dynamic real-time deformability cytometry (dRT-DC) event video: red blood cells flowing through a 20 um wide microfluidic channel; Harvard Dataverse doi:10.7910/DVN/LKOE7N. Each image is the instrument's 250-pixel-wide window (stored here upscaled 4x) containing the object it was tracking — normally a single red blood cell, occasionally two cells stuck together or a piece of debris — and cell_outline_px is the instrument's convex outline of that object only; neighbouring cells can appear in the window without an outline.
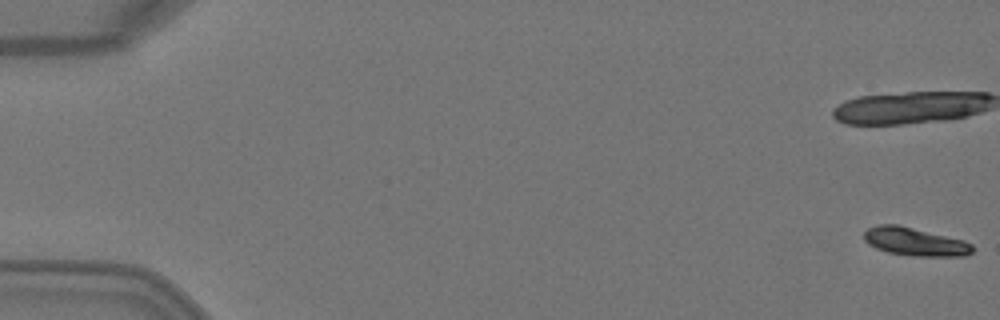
{"species": "Egyptian fruit bat (a non-hibernating species)", "species_latin": "Rousettus aegyptiacus", "temperature_condition": "warm", "stored_images_in_passage": 6, "camera_frame_rate_fps": 3000, "um_per_image_px": 0.085, "animal": {"sex": "female"}, "frame": {"image": 1, "passage_image": 1, "time_ms": 0.0, "image_size_px": [1000, 320], "cell_outline_px": [[972, 252], [964, 256], [916, 256], [888, 252], [876, 248], [868, 244], [864, 240], [864, 232], [868, 228], [880, 224], [896, 224], [964, 240], [972, 244]], "centroid_in_image_um": [77.75, 20.54], "position_along_channel_um": 7.2, "area_um2": 17.63}}